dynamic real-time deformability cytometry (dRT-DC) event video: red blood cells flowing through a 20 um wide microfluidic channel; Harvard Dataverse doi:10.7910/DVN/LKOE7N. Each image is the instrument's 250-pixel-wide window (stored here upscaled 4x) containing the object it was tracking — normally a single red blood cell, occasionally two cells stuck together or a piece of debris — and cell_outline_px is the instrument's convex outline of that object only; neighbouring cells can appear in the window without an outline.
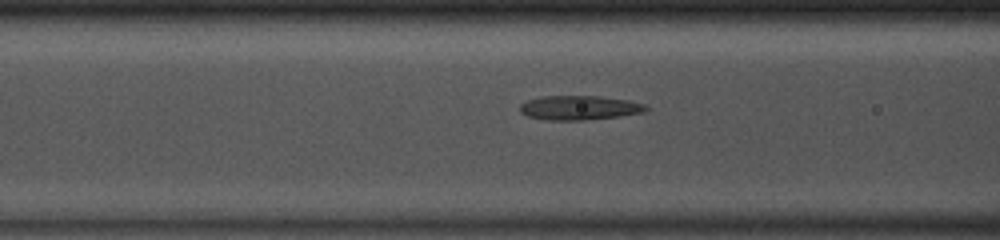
{"species": "common noctule bat (a hibernating species)", "species_latin": "Nyctalus noctula", "temperature_condition": "room temperature", "stored_images_in_passage": 36, "camera_frame_rate_fps": 3000, "um_per_image_px": 0.085, "animal": {"sex": "male", "body_mass_g": 13.0, "forearm_length_mm": 53.1}, "frame": {"image": 1, "passage_image": 6, "time_ms": 1.667, "image_size_px": [1000, 240], "cell_outline_px": [[648, 108], [644, 112], [616, 116], [584, 120], [544, 120], [528, 116], [520, 112], [520, 104], [528, 100], [544, 96], [600, 96], [628, 100], [644, 104]], "centroid_in_image_um": [49.21, 9.15], "position_along_channel_um": 117.4, "area_um2": 17.69}}
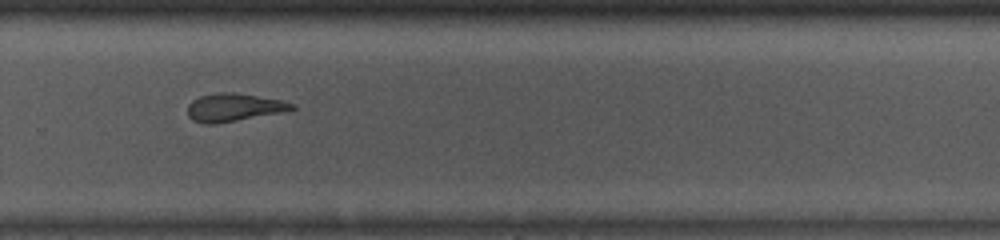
{"frame": {"image": 2, "passage_image": 20, "time_ms": 6.333, "image_size_px": [1000, 240], "cell_outline_px": [[296, 108], [280, 112], [216, 124], [204, 124], [192, 120], [188, 116], [188, 104], [192, 100], [200, 96], [220, 92], [236, 92], [280, 100], [296, 104]], "centroid_in_image_um": [19.83, 9.12], "position_along_channel_um": 310.0, "area_um2": 16.88}}
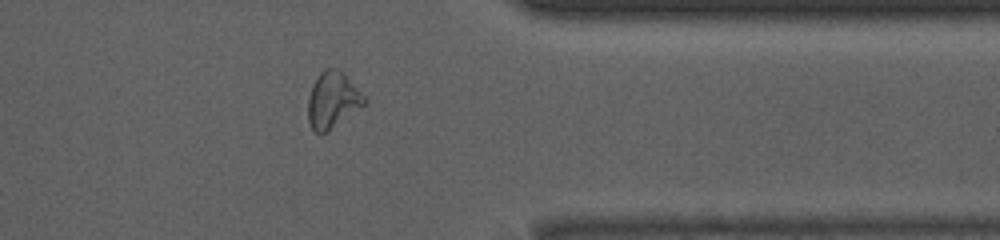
{"frame": {"image": 3, "passage_image": 26, "time_ms": 8.333, "image_size_px": [1000, 240], "cell_outline_px": [[368, 104], [328, 132], [316, 132], [312, 128], [308, 120], [308, 100], [312, 84], [320, 72], [324, 68], [336, 68], [344, 72], [368, 100]], "centroid_in_image_um": [28.31, 8.5], "position_along_channel_um": 383.1, "area_um2": 18.84}, "authors_computed_cell_mechanics": {"area_um2": 17.8891, "velocity_mm_per_s": 4.1233, "shape_relaxation_time_tau1_ms": null, "shape_relaxation_time_tau2_ms": 3.174, "deformation_change_tau1": null, "deformation_change_tau2": 0.1085}}